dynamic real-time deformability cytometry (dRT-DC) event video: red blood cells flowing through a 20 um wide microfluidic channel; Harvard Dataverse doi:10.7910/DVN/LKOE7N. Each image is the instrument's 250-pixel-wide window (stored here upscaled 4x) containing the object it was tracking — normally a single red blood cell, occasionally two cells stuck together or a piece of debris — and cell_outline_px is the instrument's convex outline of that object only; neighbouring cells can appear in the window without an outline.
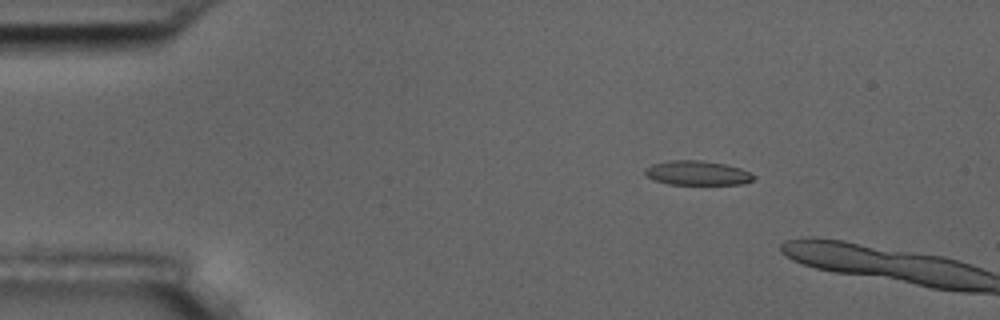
{"species": "common noctule bat (a hibernating species)", "species_latin": "Nyctalus noctula", "temperature_condition": "room temperature", "stored_images_in_passage": 4, "camera_frame_rate_fps": 3000, "um_per_image_px": 0.085, "animal": {"sex": "male", "body_mass_g": 17.5, "forearm_length_mm": 52.3}, "frame": {"image": 1, "passage_image": 2, "time_ms": 2.0, "image_size_px": [1000, 320], "cell_outline_px": [[756, 176], [752, 180], [744, 184], [668, 184], [652, 180], [644, 172], [644, 168], [652, 164], [668, 160], [700, 160], [724, 164], [740, 168]], "centroid_in_image_um": [59.23, 14.7], "position_along_channel_um": 25.8, "area_um2": 15.43}}